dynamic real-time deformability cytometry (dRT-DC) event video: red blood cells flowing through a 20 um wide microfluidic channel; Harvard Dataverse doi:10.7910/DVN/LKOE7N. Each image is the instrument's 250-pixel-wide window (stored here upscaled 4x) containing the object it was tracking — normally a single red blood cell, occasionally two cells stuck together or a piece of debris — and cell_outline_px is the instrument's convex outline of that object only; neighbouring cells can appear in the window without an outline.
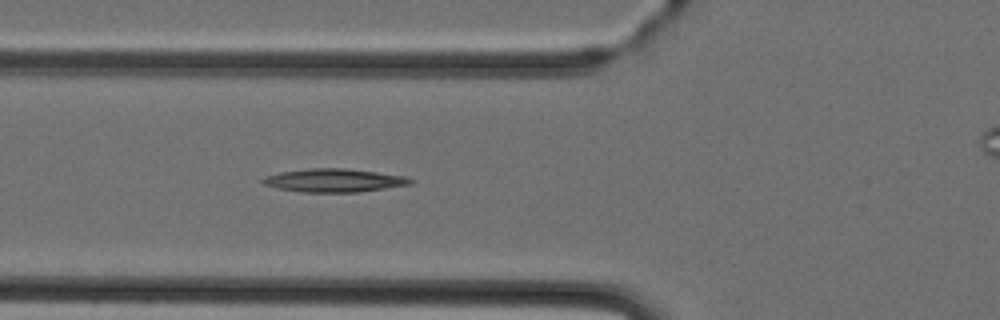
{"species": "Egyptian fruit bat (a non-hibernating species)", "species_latin": "Rousettus aegyptiacus", "temperature_condition": "cold", "stored_images_in_passage": 7, "camera_frame_rate_fps": 3000, "um_per_image_px": 0.085, "animal": {"sex": "female"}, "frame": {"image": 1, "passage_image": 6, "time_ms": 5.667, "image_size_px": [1000, 320], "cell_outline_px": [[416, 180], [412, 184], [356, 192], [300, 192], [276, 188], [264, 184], [260, 180], [264, 176], [280, 172], [312, 168], [344, 168], [376, 172], [404, 176]], "centroid_in_image_um": [28.37, 15.33], "position_along_channel_um": 97.4, "area_um2": 20.0}}